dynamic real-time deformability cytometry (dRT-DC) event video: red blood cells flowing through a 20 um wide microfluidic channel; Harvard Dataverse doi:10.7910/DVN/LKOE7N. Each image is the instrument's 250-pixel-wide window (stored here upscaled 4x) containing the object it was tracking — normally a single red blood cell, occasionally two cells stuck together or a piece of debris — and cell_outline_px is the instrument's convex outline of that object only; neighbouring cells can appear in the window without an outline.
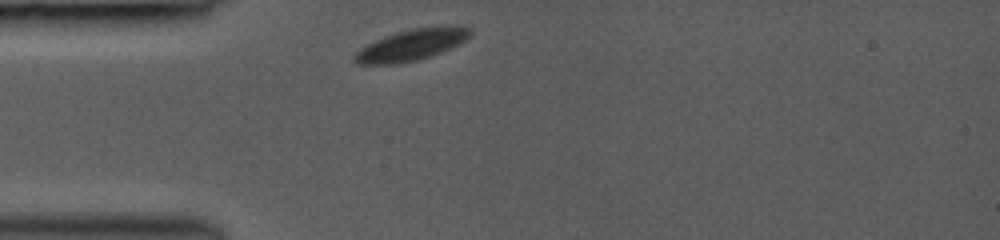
{"species": "common noctule bat (a hibernating species)", "species_latin": "Nyctalus noctula", "temperature_condition": "room temperature", "stored_images_in_passage": 7, "camera_frame_rate_fps": 3000, "um_per_image_px": 0.085, "animal": {"sex": "female", "body_mass_g": 19.0, "forearm_length_mm": 53.3}, "frame": {"image": 1, "passage_image": 1, "time_ms": 0.0, "image_size_px": [1000, 240], "cell_outline_px": [[472, 32], [464, 40], [432, 56], [416, 60], [396, 64], [356, 64], [352, 60], [352, 56], [360, 48], [384, 36], [412, 28], [448, 24], [456, 24], [468, 28]], "centroid_in_image_um": [34.95, 3.8], "position_along_channel_um": 50.1, "area_um2": 21.1}}
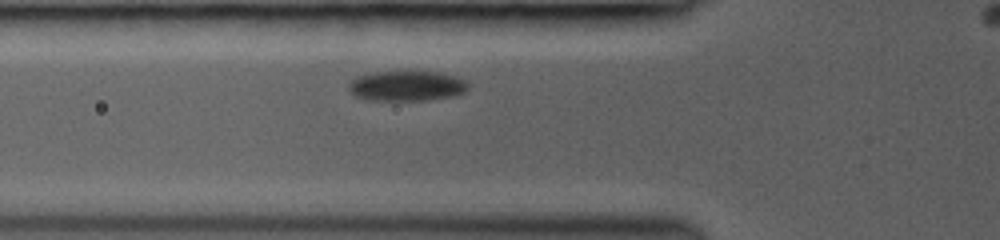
{"frame": {"image": 2, "passage_image": 3, "time_ms": 1.333, "image_size_px": [1000, 240], "cell_outline_px": [[468, 88], [464, 92], [456, 96], [428, 100], [364, 100], [356, 96], [348, 88], [348, 84], [356, 76], [372, 72], [440, 72], [456, 76], [464, 80], [468, 84]], "centroid_in_image_um": [34.57, 7.31], "position_along_channel_um": 91.2, "area_um2": 21.1}}
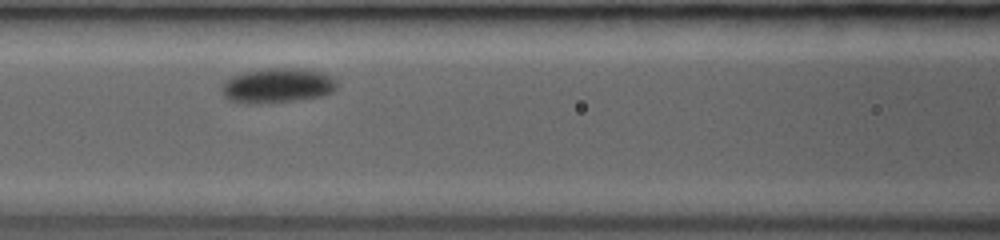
{"frame": {"image": 3, "passage_image": 5, "time_ms": 2.667, "image_size_px": [1000, 240], "cell_outline_px": [[336, 88], [332, 92], [320, 96], [292, 100], [260, 104], [244, 104], [228, 100], [224, 96], [224, 84], [232, 76], [244, 72], [264, 68], [300, 68], [320, 72], [336, 80]], "centroid_in_image_um": [23.56, 7.27], "position_along_channel_um": 143.0, "area_um2": 23.06}}